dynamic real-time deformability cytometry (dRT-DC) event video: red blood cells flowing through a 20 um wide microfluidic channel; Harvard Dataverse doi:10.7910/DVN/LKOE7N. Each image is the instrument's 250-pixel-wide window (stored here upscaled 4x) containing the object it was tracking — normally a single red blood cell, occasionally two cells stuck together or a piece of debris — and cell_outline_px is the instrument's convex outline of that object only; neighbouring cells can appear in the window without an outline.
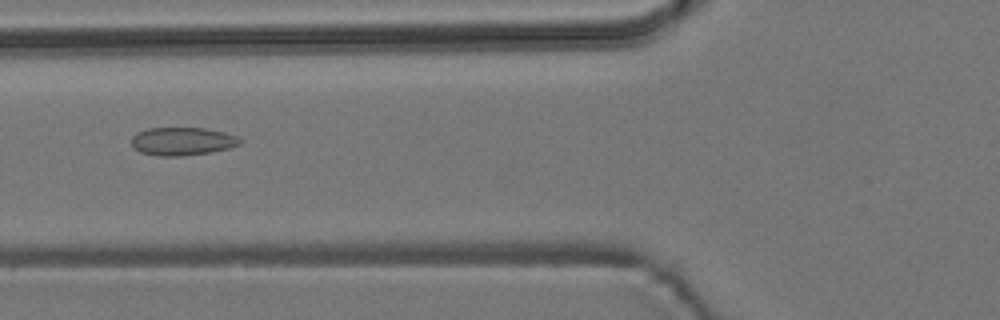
{"species": "common noctule bat (a hibernating species)", "species_latin": "Nyctalus noctula", "temperature_condition": "room temperature", "stored_images_in_passage": 6, "camera_frame_rate_fps": 3000, "um_per_image_px": 0.085, "animal": {"sex": "male", "body_mass_g": 19.2, "forearm_length_mm": 51.8}, "frame": {"image": 1, "passage_image": 6, "time_ms": 6.0, "image_size_px": [1000, 320], "cell_outline_px": [[244, 140], [240, 144], [228, 148], [212, 152], [180, 156], [160, 156], [140, 152], [132, 148], [132, 136], [136, 132], [148, 128], [204, 128], [224, 132], [236, 136]], "centroid_in_image_um": [15.48, 12.01], "position_along_channel_um": 110.3, "area_um2": 17.86}}